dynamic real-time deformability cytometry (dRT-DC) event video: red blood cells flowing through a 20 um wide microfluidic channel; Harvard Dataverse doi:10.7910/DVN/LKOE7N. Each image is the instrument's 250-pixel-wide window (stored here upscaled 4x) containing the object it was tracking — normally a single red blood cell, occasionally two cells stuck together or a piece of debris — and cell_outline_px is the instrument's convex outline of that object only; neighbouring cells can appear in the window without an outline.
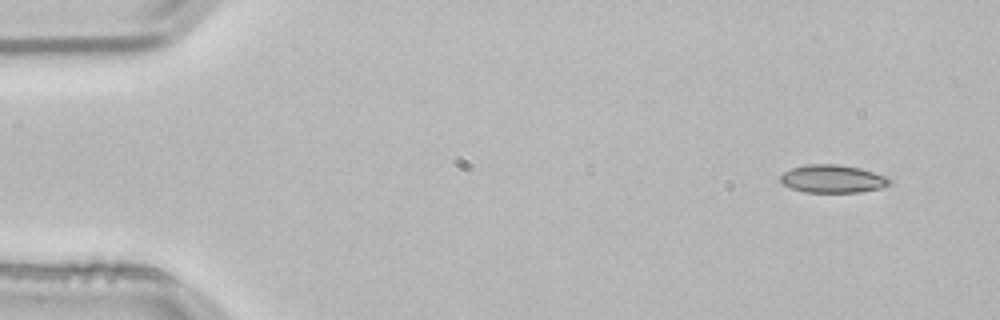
{"species": "common noctule bat (a hibernating species)", "species_latin": "Nyctalus noctula", "temperature_condition": "room temperature", "stored_images_in_passage": 3, "camera_frame_rate_fps": 3000, "um_per_image_px": 0.085, "animal": {"sex": "male", "body_mass_g": 21.5, "forearm_length_mm": 52.0}, "frame": {"image": 1, "passage_image": 1, "time_ms": 0.0, "image_size_px": [1000, 320], "cell_outline_px": [[892, 180], [888, 184], [880, 188], [860, 192], [804, 192], [792, 188], [784, 184], [780, 180], [780, 176], [784, 172], [792, 168], [808, 164], [836, 164], [860, 168], [888, 176]], "centroid_in_image_um": [70.79, 15.2], "position_along_channel_um": 14.2, "area_um2": 17.69}}
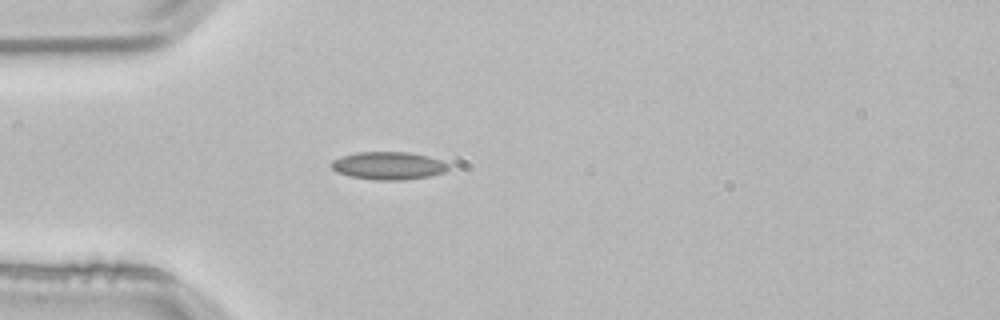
{"frame": {"image": 2, "passage_image": 3, "time_ms": 0.667, "image_size_px": [1000, 320], "cell_outline_px": [[448, 168], [444, 172], [428, 176], [404, 180], [376, 180], [348, 176], [336, 172], [332, 168], [332, 160], [356, 152], [408, 152], [428, 156], [440, 160], [448, 164]], "centroid_in_image_um": [33.0, 14.08], "position_along_channel_um": 52.0, "area_um2": 18.84}}